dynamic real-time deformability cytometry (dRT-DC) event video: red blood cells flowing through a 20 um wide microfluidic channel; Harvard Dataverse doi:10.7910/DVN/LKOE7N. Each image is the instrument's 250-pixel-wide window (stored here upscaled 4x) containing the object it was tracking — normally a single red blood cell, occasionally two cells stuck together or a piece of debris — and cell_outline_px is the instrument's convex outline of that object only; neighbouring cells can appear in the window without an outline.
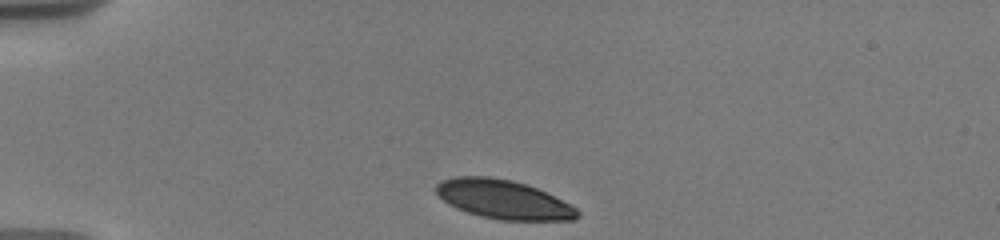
{"species": "human", "species_latin": "Homo sapiens", "temperature_condition": "warm", "stored_images_in_passage": 4, "camera_frame_rate_fps": 3000, "um_per_image_px": 0.085, "donor": {"sex": "male"}, "frame": {"image": 1, "passage_image": 1, "time_ms": 0.0, "image_size_px": [1000, 240], "cell_outline_px": [[580, 216], [572, 220], [500, 220], [480, 216], [456, 208], [448, 204], [436, 192], [436, 184], [444, 180], [456, 176], [488, 176], [512, 180], [536, 188], [576, 208], [580, 212]], "centroid_in_image_um": [42.77, 16.95], "position_along_channel_um": 42.2, "area_um2": 31.67}}
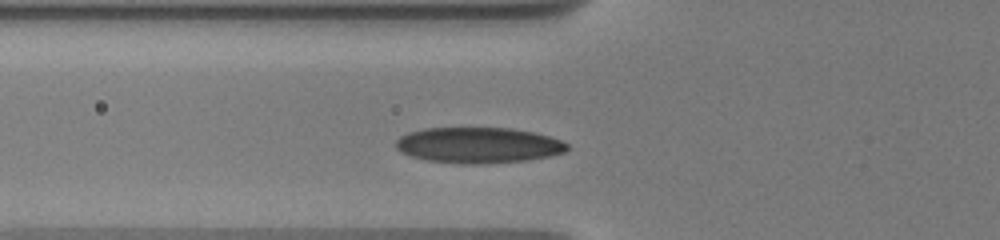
{"frame": {"image": 2, "passage_image": 4, "time_ms": 2.333, "image_size_px": [1000, 240], "cell_outline_px": [[568, 148], [564, 152], [548, 156], [528, 160], [476, 164], [464, 164], [428, 160], [412, 156], [400, 152], [396, 148], [396, 140], [400, 136], [408, 132], [424, 128], [512, 128], [536, 132], [560, 140], [568, 144]], "centroid_in_image_um": [40.65, 12.33], "position_along_channel_um": 85.2, "area_um2": 35.66}}